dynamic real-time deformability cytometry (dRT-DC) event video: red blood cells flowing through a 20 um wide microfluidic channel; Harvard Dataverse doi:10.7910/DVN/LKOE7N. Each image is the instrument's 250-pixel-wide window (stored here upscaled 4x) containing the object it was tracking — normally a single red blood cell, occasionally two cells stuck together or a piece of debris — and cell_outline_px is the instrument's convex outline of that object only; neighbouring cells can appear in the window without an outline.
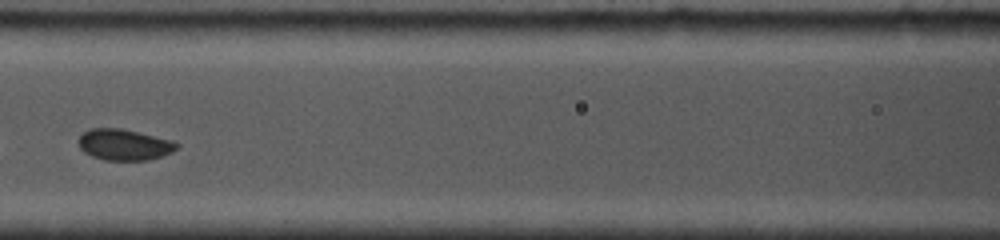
{"species": "common noctule bat (a hibernating species)", "species_latin": "Nyctalus noctula", "temperature_condition": "cold", "stored_images_in_passage": 30, "camera_frame_rate_fps": 5000, "um_per_image_px": 0.085, "animal": {"sex": "female", "body_mass_g": 19.0, "forearm_length_mm": 53.3}, "frame": {"image": 1, "passage_image": 9, "time_ms": 2.6, "image_size_px": [1000, 240], "cell_outline_px": [[180, 148], [172, 152], [148, 160], [104, 160], [92, 156], [84, 152], [80, 148], [80, 136], [88, 128], [120, 128], [172, 140], [180, 144]], "centroid_in_image_um": [10.58, 12.3], "position_along_channel_um": 156.0, "area_um2": 17.74}}
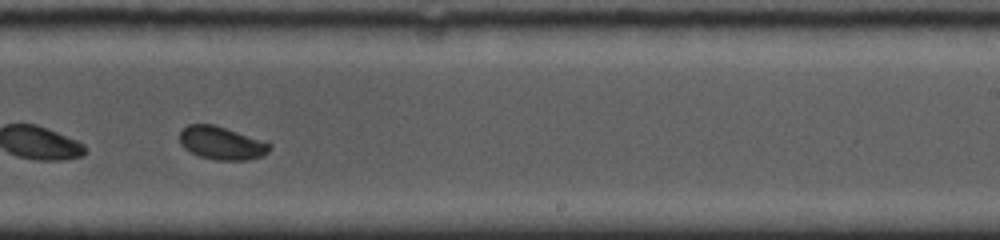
{"frame": {"image": 2, "passage_image": 18, "time_ms": 5.6, "image_size_px": [1000, 240], "cell_outline_px": [[272, 144], [268, 152], [264, 156], [248, 160], [212, 160], [200, 156], [184, 148], [180, 144], [180, 132], [188, 124], [212, 124], [268, 140]], "centroid_in_image_um": [18.9, 12.16], "position_along_channel_um": 270.1, "area_um2": 17.69}, "authors_computed_cell_mechanics": {"area_um2": 17.8602, "velocity_mm_per_s": 3.817, "shape_relaxation_time_tau1_ms": 4.2643, "shape_relaxation_time_tau2_ms": null, "deformation_change_tau1": 0.0989, "deformation_change_tau2": null}}